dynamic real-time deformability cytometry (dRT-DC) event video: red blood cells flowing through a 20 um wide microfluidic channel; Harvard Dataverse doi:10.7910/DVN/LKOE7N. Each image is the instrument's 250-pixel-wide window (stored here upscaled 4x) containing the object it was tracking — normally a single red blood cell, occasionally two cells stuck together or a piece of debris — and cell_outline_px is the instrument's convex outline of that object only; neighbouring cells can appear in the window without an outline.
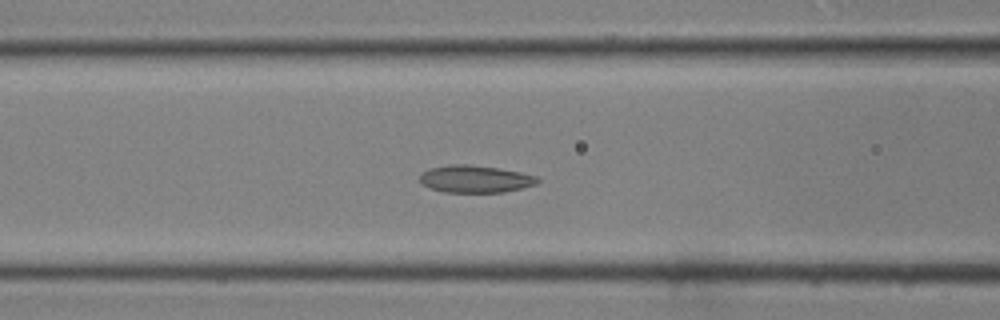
{"species": "common noctule bat (a hibernating species)", "species_latin": "Nyctalus noctula", "temperature_condition": "room temperature", "stored_images_in_passage": 41, "camera_frame_rate_fps": 3000, "um_per_image_px": 0.085, "animal": {"sex": "male", "body_mass_g": 19.0, "forearm_length_mm": 50.8}, "frame": {"image": 1, "passage_image": 16, "time_ms": 5.0, "image_size_px": [1000, 320], "cell_outline_px": [[540, 180], [536, 184], [504, 192], [444, 192], [420, 184], [420, 172], [428, 168], [452, 164], [468, 164], [500, 168], [540, 176]], "centroid_in_image_um": [40.38, 15.2], "position_along_channel_um": 126.2, "area_um2": 18.9}}
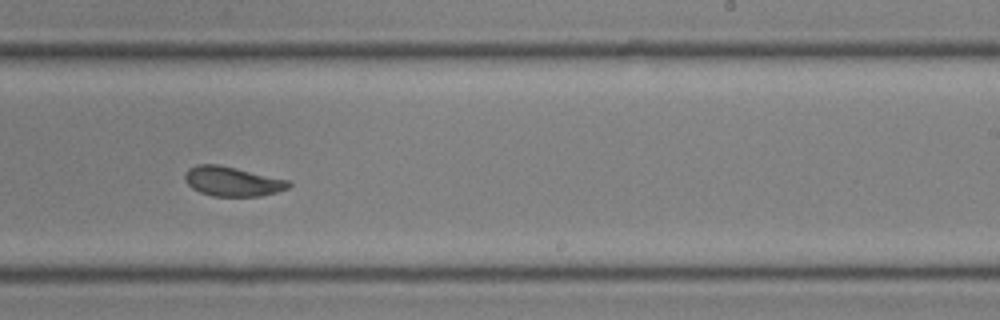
{"frame": {"image": 2, "passage_image": 25, "time_ms": 8.0, "image_size_px": [1000, 320], "cell_outline_px": [[292, 184], [288, 188], [276, 192], [260, 196], [212, 196], [200, 192], [192, 188], [184, 180], [184, 172], [188, 168], [196, 164], [220, 164], [288, 180]], "centroid_in_image_um": [19.71, 15.41], "position_along_channel_um": 269.3, "area_um2": 17.98}}
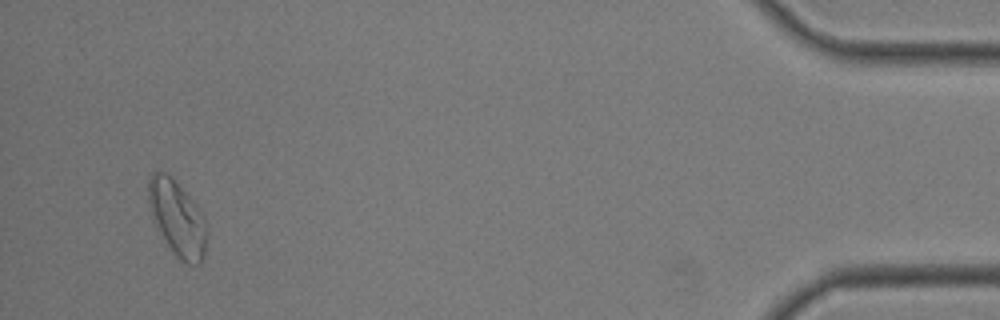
{"frame": {"image": 3, "passage_image": 39, "time_ms": 12.667, "image_size_px": [1000, 320], "cell_outline_px": [[208, 232], [204, 256], [200, 264], [188, 264], [180, 260], [168, 244], [152, 220], [148, 200], [148, 180], [152, 172], [164, 172], [172, 176], [176, 180], [196, 204], [204, 220]], "centroid_in_image_um": [15.07, 18.53], "position_along_channel_um": 420.1, "area_um2": 25.61}}